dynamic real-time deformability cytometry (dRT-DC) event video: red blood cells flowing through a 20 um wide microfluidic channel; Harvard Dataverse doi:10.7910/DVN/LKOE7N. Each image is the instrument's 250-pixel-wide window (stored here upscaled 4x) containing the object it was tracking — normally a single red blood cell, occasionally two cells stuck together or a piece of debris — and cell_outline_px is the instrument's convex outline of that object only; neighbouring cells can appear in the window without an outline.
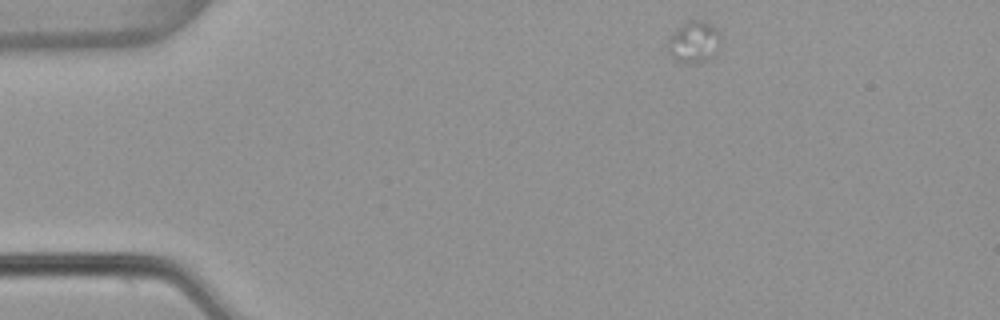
{"species": "common noctule bat (a hibernating species)", "species_latin": "Nyctalus noctula", "temperature_condition": "warm", "stored_images_in_passage": 16, "camera_frame_rate_fps": 3000, "um_per_image_px": 0.085, "animal": {"sex": "female", "body_mass_g": 22.7, "forearm_length_mm": 54.2}, "frame": {"image": 1, "passage_image": 1, "time_ms": 0.0, "image_size_px": [1000, 320], "cell_outline_px": [[720, 48], [708, 60], [696, 64], [684, 64], [676, 60], [668, 52], [668, 36], [688, 20], [700, 20], [712, 24], [720, 32]], "centroid_in_image_um": [59.0, 3.59], "position_along_channel_um": 26.0, "area_um2": 13.12}}